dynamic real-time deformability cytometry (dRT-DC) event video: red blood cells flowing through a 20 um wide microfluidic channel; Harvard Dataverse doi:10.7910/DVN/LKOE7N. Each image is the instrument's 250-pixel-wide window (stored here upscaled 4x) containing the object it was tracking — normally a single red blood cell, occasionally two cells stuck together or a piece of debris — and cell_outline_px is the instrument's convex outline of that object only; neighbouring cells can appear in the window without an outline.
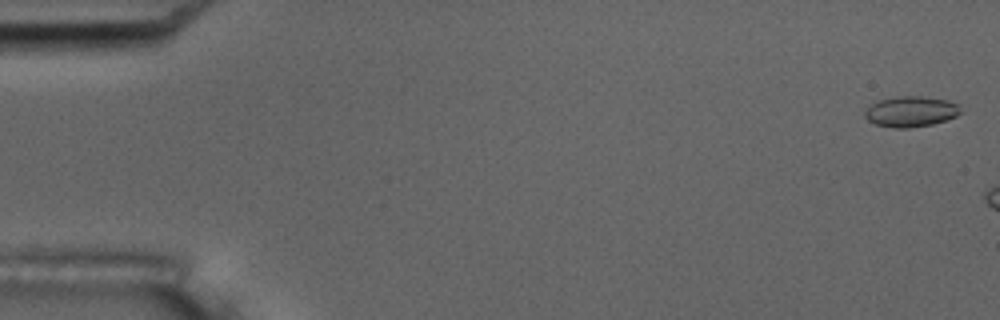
{"species": "common noctule bat (a hibernating species)", "species_latin": "Nyctalus noctula", "temperature_condition": "room temperature", "stored_images_in_passage": 2, "camera_frame_rate_fps": 3000, "um_per_image_px": 0.085, "animal": {"sex": "male", "body_mass_g": 17.5, "forearm_length_mm": 52.3}, "frame": {"image": 1, "passage_image": 1, "time_ms": 0.0, "image_size_px": [1000, 320], "cell_outline_px": [[960, 112], [956, 116], [948, 120], [932, 124], [908, 128], [892, 128], [876, 124], [868, 120], [864, 116], [864, 112], [872, 104], [880, 100], [896, 96], [920, 96], [948, 100], [960, 104]], "centroid_in_image_um": [77.45, 9.48], "position_along_channel_um": 7.6, "area_um2": 17.11}}